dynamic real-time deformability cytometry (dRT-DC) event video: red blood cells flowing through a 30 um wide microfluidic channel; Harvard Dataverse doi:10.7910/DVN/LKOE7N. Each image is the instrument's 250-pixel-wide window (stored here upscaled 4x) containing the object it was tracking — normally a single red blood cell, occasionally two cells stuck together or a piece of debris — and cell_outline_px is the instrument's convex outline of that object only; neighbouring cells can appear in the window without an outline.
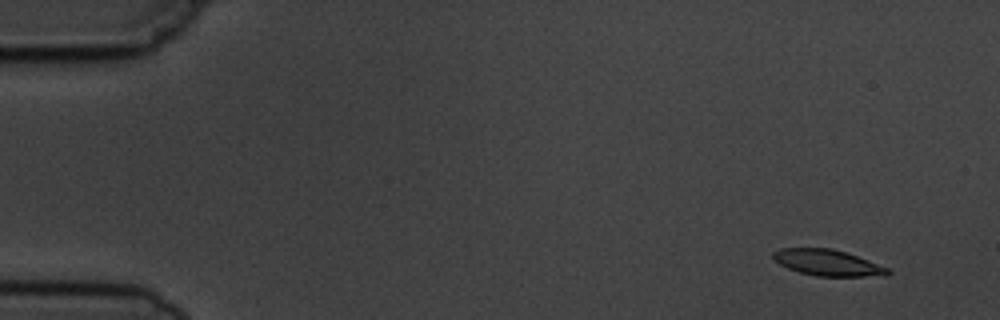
{"species": "common noctule bat (a hibernating species)", "species_latin": "Nyctalus noctula", "temperature_condition": "cold", "stored_images_in_passage": 7, "camera_frame_rate_fps": 3000, "um_per_image_px": 0.085, "animal": {"sex": "male", "body_mass_g": 19.5, "forearm_length_mm": 54.6}, "frame": {"image": 1, "passage_image": 1, "time_ms": 0.0, "image_size_px": [1000, 320], "cell_outline_px": [[892, 272], [888, 276], [816, 276], [800, 272], [788, 268], [780, 264], [772, 256], [772, 252], [780, 248], [832, 248], [856, 256], [888, 268]], "centroid_in_image_um": [70.35, 22.33], "position_along_channel_um": 14.7, "area_um2": 17.28}}
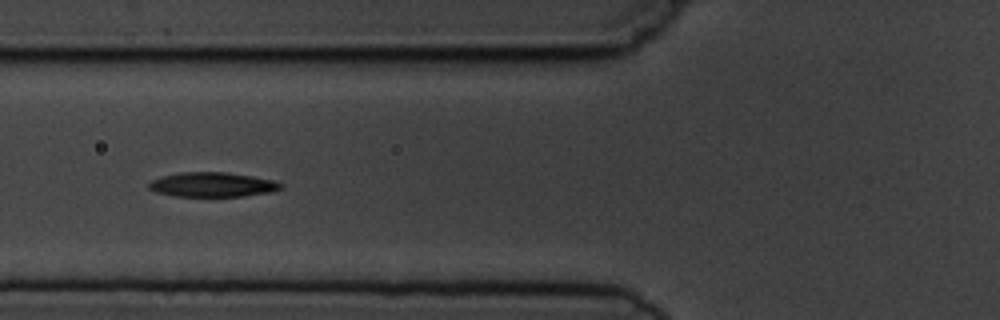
{"frame": {"image": 2, "passage_image": 6, "time_ms": 5.667, "image_size_px": [1000, 320], "cell_outline_px": [[284, 184], [280, 188], [272, 192], [244, 196], [176, 196], [156, 192], [148, 188], [148, 184], [152, 180], [160, 176], [180, 172], [228, 172], [252, 176], [272, 180]], "centroid_in_image_um": [18.04, 15.69], "position_along_channel_um": 107.8, "area_um2": 18.9}}
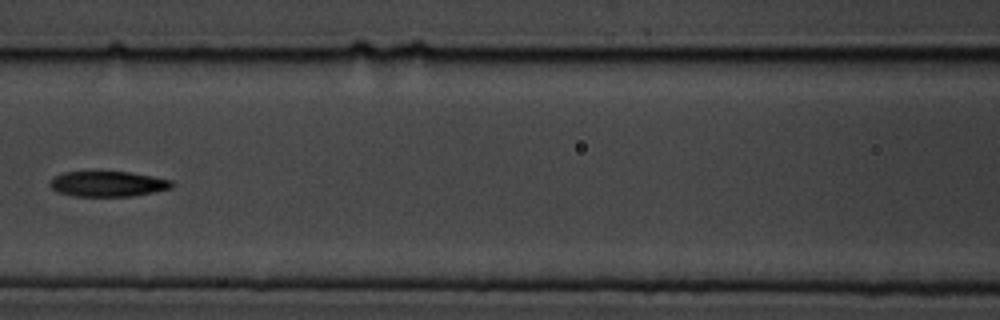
{"frame": {"image": 3, "passage_image": 7, "time_ms": 7.0, "image_size_px": [1000, 320], "cell_outline_px": [[176, 184], [172, 188], [132, 196], [76, 196], [56, 192], [48, 184], [56, 176], [64, 172], [128, 172], [152, 176], [172, 180]], "centroid_in_image_um": [9.19, 15.63], "position_along_channel_um": 157.4, "area_um2": 17.92}}